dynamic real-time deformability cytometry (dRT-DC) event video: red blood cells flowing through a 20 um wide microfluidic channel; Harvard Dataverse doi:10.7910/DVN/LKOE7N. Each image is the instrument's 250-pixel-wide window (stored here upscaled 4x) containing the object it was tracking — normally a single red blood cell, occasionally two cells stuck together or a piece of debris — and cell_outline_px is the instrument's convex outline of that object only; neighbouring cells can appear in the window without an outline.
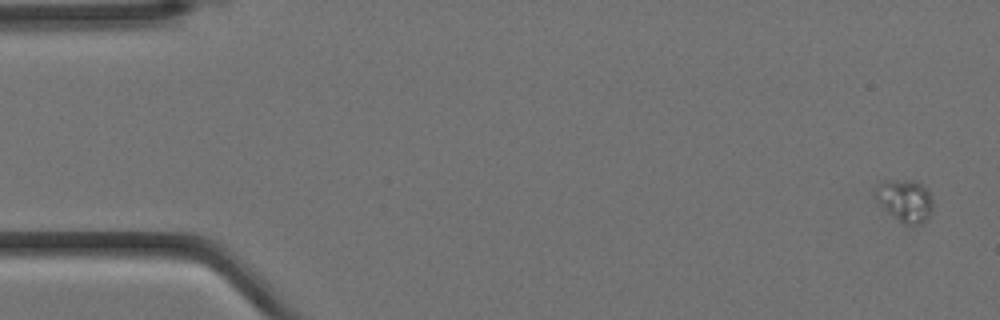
{"species": "Egyptian fruit bat (a non-hibernating species)", "species_latin": "Rousettus aegyptiacus", "temperature_condition": "cold", "stored_images_in_passage": 7, "camera_frame_rate_fps": 3000, "um_per_image_px": 0.085, "animal": {"sex": "female"}, "frame": {"image": 1, "passage_image": 1, "time_ms": 0.0, "image_size_px": [1000, 320], "cell_outline_px": [[932, 212], [920, 224], [904, 224], [888, 212], [876, 200], [876, 188], [884, 180], [916, 180], [924, 184], [932, 196]], "centroid_in_image_um": [76.96, 17.02], "position_along_channel_um": 8.0, "area_um2": 14.1}}